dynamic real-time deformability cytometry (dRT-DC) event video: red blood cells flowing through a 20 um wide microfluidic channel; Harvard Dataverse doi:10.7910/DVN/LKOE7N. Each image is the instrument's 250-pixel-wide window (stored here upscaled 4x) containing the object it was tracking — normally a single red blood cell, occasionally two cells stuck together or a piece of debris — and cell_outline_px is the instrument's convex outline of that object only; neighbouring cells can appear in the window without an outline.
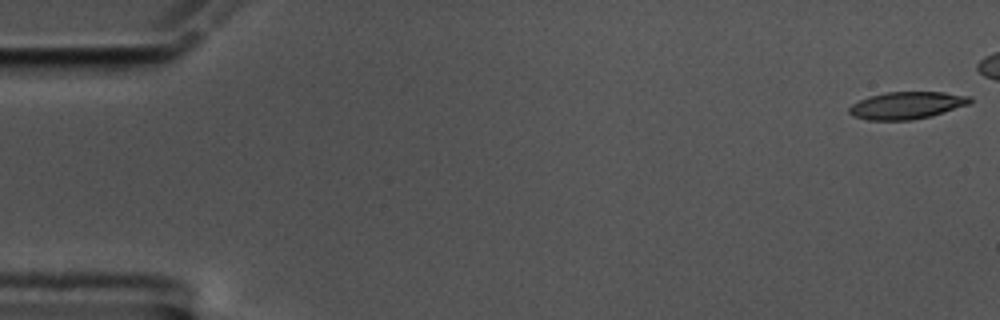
{"species": "common noctule bat (a hibernating species)", "species_latin": "Nyctalus noctula", "temperature_condition": "cold", "stored_images_in_passage": 47, "camera_frame_rate_fps": 3000, "um_per_image_px": 0.085, "animal": {"sex": "male", "body_mass_g": 17.5, "forearm_length_mm": 52.3}, "frame": {"image": 1, "passage_image": 1, "time_ms": 0.0, "image_size_px": [1000, 320], "cell_outline_px": [[972, 104], [932, 116], [912, 120], [868, 120], [852, 116], [848, 112], [848, 108], [852, 104], [868, 96], [888, 92], [944, 92], [972, 96]], "centroid_in_image_um": [77.11, 8.96], "position_along_channel_um": 7.9, "area_um2": 19.48}}
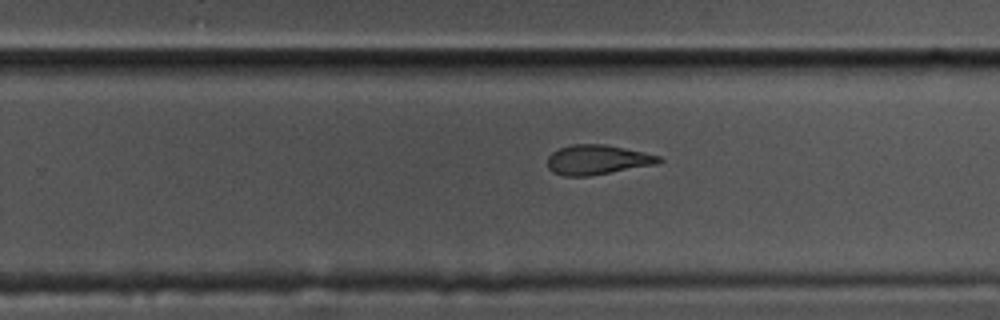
{"frame": {"image": 2, "passage_image": 36, "time_ms": 11.667, "image_size_px": [1000, 320], "cell_outline_px": [[664, 160], [656, 164], [588, 176], [564, 176], [552, 172], [548, 168], [548, 156], [552, 152], [560, 148], [572, 144], [604, 144], [644, 152], [660, 156]], "centroid_in_image_um": [50.76, 13.58], "position_along_channel_um": 279.0, "area_um2": 19.19}}
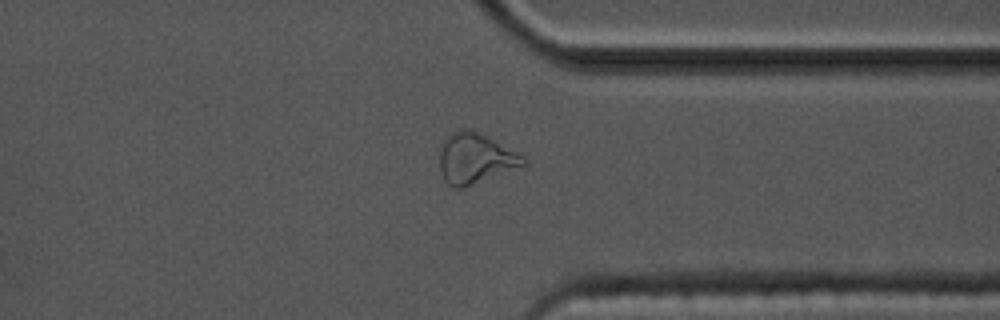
{"frame": {"image": 3, "passage_image": 44, "time_ms": 14.333, "image_size_px": [1000, 320], "cell_outline_px": [[528, 164], [460, 188], [456, 188], [448, 184], [444, 180], [440, 172], [440, 152], [448, 136], [456, 128], [464, 128], [488, 136], [496, 140], [524, 156], [528, 160]], "centroid_in_image_um": [40.42, 13.45], "position_along_channel_um": 371.0, "area_um2": 24.28}}